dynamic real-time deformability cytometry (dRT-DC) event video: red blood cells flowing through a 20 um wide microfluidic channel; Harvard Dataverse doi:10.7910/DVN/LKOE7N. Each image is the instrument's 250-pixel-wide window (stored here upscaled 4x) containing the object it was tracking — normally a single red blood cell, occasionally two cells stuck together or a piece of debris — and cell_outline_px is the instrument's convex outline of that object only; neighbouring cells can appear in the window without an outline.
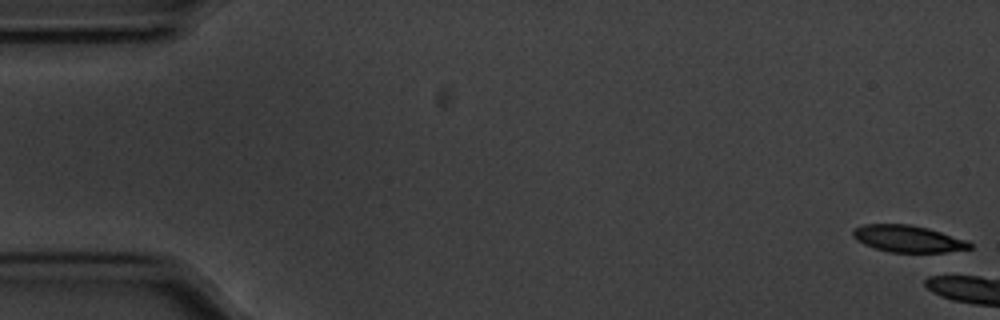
{"species": "common noctule bat (a hibernating species)", "species_latin": "Nyctalus noctula", "temperature_condition": "cold", "stored_images_in_passage": 7, "camera_frame_rate_fps": 3000, "um_per_image_px": 0.085, "animal": {"sex": "male", "body_mass_g": 20.1, "forearm_length_mm": 53.5}, "frame": {"image": 1, "passage_image": 1, "time_ms": 0.0, "image_size_px": [1000, 320], "cell_outline_px": [[972, 248], [944, 252], [888, 252], [864, 244], [856, 240], [852, 236], [852, 232], [856, 228], [864, 224], [912, 224], [928, 228], [964, 240], [972, 244]], "centroid_in_image_um": [77.14, 20.29], "position_along_channel_um": 7.9, "area_um2": 18.03}}